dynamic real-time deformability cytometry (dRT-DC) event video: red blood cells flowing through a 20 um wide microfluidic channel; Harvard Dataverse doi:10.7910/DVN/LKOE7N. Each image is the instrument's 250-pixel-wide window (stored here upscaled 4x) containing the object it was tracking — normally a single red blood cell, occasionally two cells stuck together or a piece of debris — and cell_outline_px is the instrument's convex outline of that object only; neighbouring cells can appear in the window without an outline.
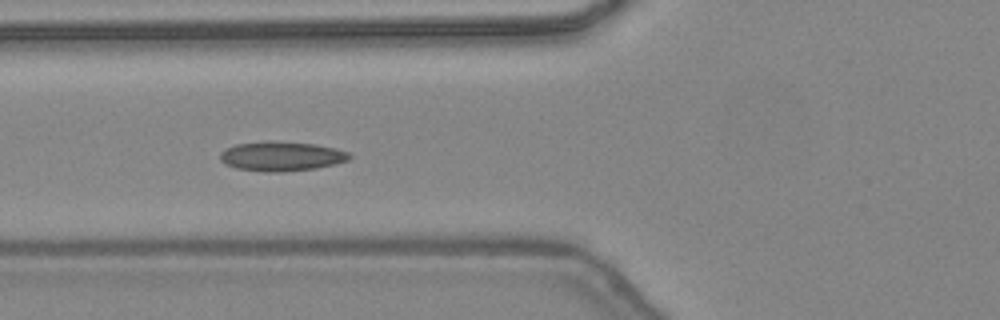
{"species": "common noctule bat (a hibernating species)", "species_latin": "Nyctalus noctula", "temperature_condition": "warm", "stored_images_in_passage": 21, "camera_frame_rate_fps": 3000, "um_per_image_px": 0.085, "animal": {"sex": "female", "body_mass_g": 24.6, "forearm_length_mm": 56.2}, "frame": {"image": 1, "passage_image": 5, "time_ms": 1.333, "image_size_px": [1000, 320], "cell_outline_px": [[352, 156], [348, 160], [316, 168], [280, 172], [264, 172], [236, 168], [224, 164], [220, 160], [220, 152], [236, 144], [268, 140], [316, 144], [336, 148], [348, 152]], "centroid_in_image_um": [23.9, 13.27], "position_along_channel_um": 101.9, "area_um2": 22.31}}
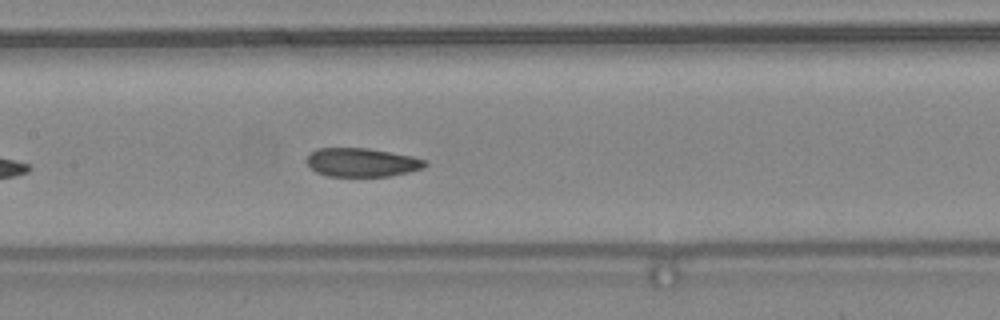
{"frame": {"image": 2, "passage_image": 10, "time_ms": 3.0, "image_size_px": [1000, 320], "cell_outline_px": [[428, 164], [424, 168], [408, 172], [388, 176], [328, 176], [316, 172], [308, 164], [308, 156], [316, 148], [368, 148], [412, 156], [428, 160]], "centroid_in_image_um": [30.8, 13.8], "position_along_channel_um": 176.6, "area_um2": 19.71}}
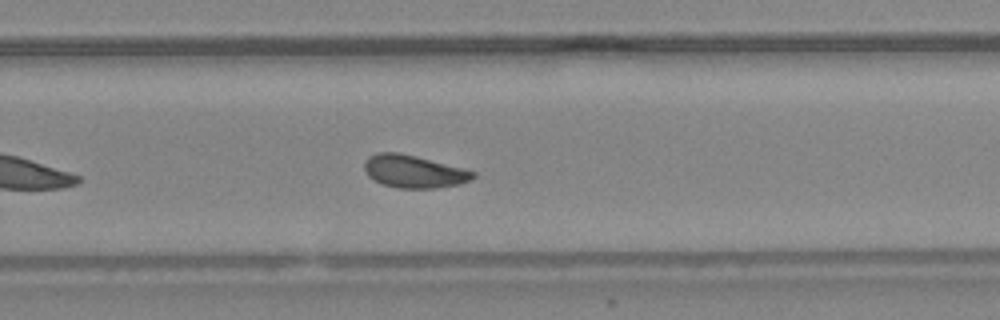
{"frame": {"image": 3, "passage_image": 18, "time_ms": 5.667, "image_size_px": [1000, 320], "cell_outline_px": [[476, 176], [472, 180], [460, 184], [436, 188], [396, 188], [380, 184], [372, 180], [364, 172], [364, 160], [368, 156], [376, 152], [396, 152], [416, 156], [464, 168], [476, 172]], "centroid_in_image_um": [35.15, 14.58], "position_along_channel_um": 294.7, "area_um2": 21.1}}